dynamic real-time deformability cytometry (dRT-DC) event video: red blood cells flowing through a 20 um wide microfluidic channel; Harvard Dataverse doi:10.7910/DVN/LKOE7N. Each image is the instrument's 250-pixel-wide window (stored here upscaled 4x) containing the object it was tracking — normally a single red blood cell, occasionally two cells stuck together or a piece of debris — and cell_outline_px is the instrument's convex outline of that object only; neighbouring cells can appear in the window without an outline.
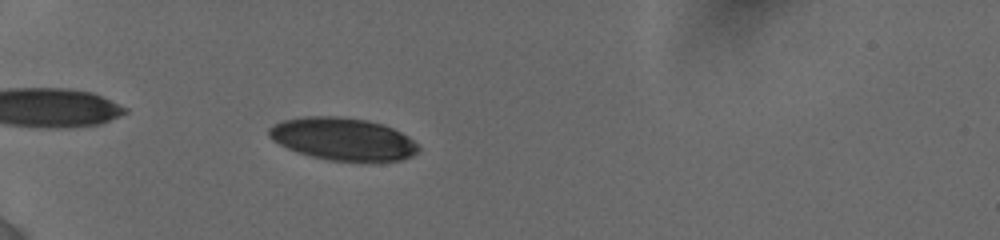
{"species": "human", "species_latin": "Homo sapiens", "temperature_condition": "cold", "stored_images_in_passage": 6, "camera_frame_rate_fps": 3000, "um_per_image_px": 0.085, "donor": {"sex": "female"}, "frame": {"image": 1, "passage_image": 4, "time_ms": 2.333, "image_size_px": [1000, 240], "cell_outline_px": [[420, 148], [412, 156], [400, 160], [332, 160], [312, 156], [296, 152], [272, 140], [268, 136], [268, 128], [284, 120], [304, 116], [340, 116], [368, 120], [384, 124], [408, 136]], "centroid_in_image_um": [29.12, 11.79], "position_along_channel_um": 55.9, "area_um2": 36.65}}
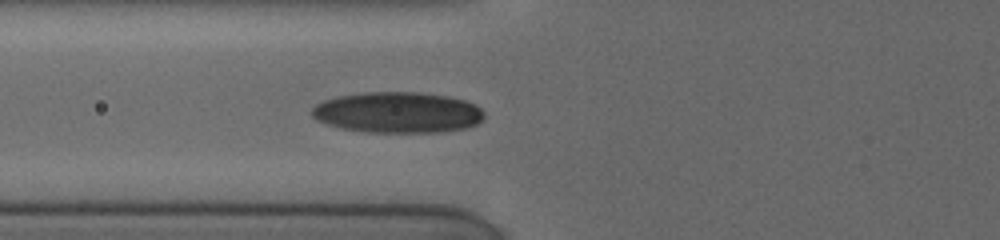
{"frame": {"image": 2, "passage_image": 6, "time_ms": 4.0, "image_size_px": [1000, 240], "cell_outline_px": [[484, 120], [468, 128], [444, 132], [364, 132], [340, 128], [316, 120], [312, 116], [312, 108], [316, 104], [324, 100], [336, 96], [368, 92], [420, 92], [448, 96], [464, 100], [476, 104], [484, 112]], "centroid_in_image_um": [33.83, 9.56], "position_along_channel_um": 92.0, "area_um2": 41.44}}